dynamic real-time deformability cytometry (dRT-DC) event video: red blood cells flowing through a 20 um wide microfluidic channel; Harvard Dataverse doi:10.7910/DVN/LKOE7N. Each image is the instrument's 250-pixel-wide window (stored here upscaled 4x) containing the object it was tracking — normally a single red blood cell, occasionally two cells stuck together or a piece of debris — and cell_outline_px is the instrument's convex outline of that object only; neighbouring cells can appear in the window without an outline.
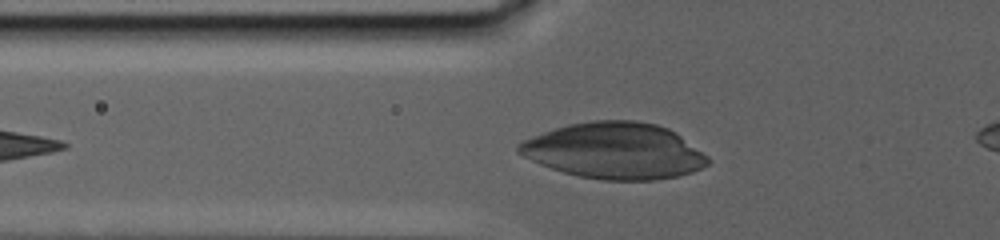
{"species": "human", "species_latin": "Homo sapiens", "temperature_condition": "warm", "stored_images_in_passage": 39, "camera_frame_rate_fps": 3000, "um_per_image_px": 0.085, "donor": {"sex": "male"}, "frame": {"image": 1, "passage_image": 5, "time_ms": 2.333, "image_size_px": [1000, 240], "cell_outline_px": [[712, 160], [708, 164], [692, 172], [680, 176], [656, 180], [604, 180], [580, 176], [564, 172], [540, 164], [516, 152], [516, 144], [524, 140], [544, 132], [568, 124], [592, 120], [636, 120], [656, 124], [668, 128], [676, 132], [708, 156]], "centroid_in_image_um": [52.27, 12.81], "position_along_channel_um": 73.5, "area_um2": 61.9}}
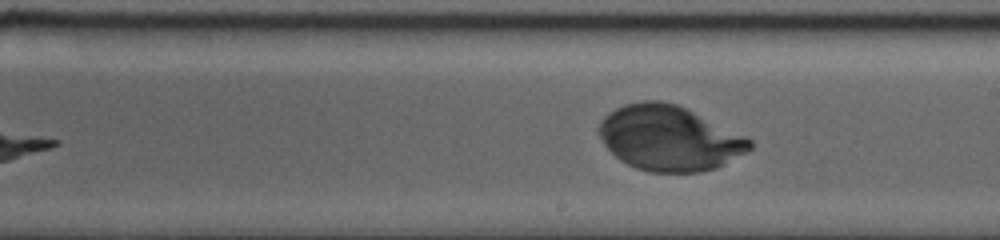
{"frame": {"image": 2, "passage_image": 16, "time_ms": 9.0, "image_size_px": [1000, 240], "cell_outline_px": [[752, 148], [748, 152], [716, 168], [700, 172], [648, 172], [636, 168], [620, 160], [604, 144], [596, 128], [600, 120], [608, 112], [624, 104], [644, 100], [660, 100], [676, 104], [744, 136], [752, 140]], "centroid_in_image_um": [56.85, 11.75], "position_along_channel_um": 232.2, "area_um2": 56.93}}
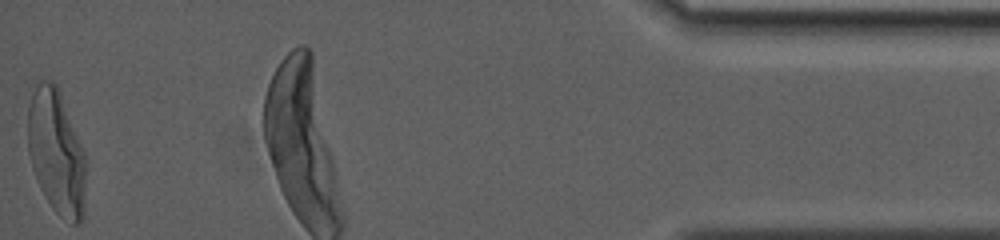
{"frame": {"image": 3, "passage_image": 39, "time_ms": 17.667, "image_size_px": [1000, 240], "cell_outline_px": [[84, 216], [80, 224], [72, 224], [60, 216], [52, 208], [40, 188], [36, 180], [32, 168], [28, 152], [28, 108], [36, 84], [40, 80], [52, 80], [56, 84], [60, 92], [84, 156]], "centroid_in_image_um": [4.76, 12.97], "position_along_channel_um": 430.4, "area_um2": 41.5}}